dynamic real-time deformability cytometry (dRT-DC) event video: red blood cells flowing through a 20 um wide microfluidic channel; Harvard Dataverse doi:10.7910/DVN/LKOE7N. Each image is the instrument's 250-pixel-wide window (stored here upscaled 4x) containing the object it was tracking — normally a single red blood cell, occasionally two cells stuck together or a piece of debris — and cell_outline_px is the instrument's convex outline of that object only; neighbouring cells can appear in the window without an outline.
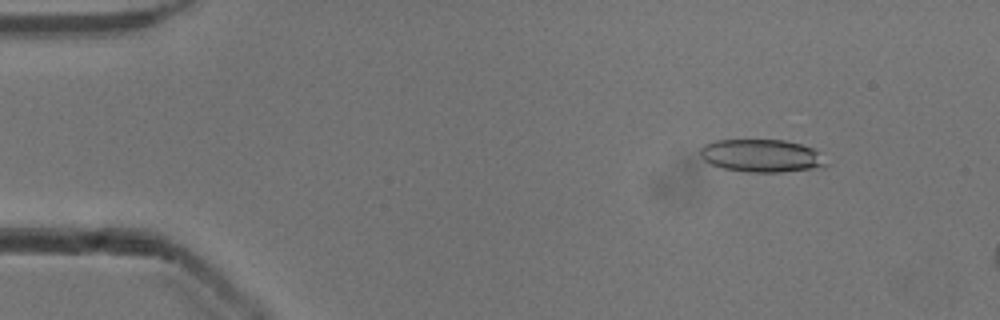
{"species": "common noctule bat (a hibernating species)", "species_latin": "Nyctalus noctula", "temperature_condition": "cold", "stored_images_in_passage": 11, "camera_frame_rate_fps": 3000, "um_per_image_px": 0.085, "animal": {"sex": "male", "body_mass_g": 13.3}, "frame": {"image": 1, "passage_image": 5, "time_ms": 1.333, "image_size_px": [1000, 320], "cell_outline_px": [[828, 164], [824, 168], [780, 172], [748, 172], [724, 168], [712, 164], [704, 160], [700, 156], [700, 148], [704, 144], [716, 140], [784, 140], [800, 144], [812, 148]], "centroid_in_image_um": [64.72, 13.24], "position_along_channel_um": 20.3, "area_um2": 23.99}}